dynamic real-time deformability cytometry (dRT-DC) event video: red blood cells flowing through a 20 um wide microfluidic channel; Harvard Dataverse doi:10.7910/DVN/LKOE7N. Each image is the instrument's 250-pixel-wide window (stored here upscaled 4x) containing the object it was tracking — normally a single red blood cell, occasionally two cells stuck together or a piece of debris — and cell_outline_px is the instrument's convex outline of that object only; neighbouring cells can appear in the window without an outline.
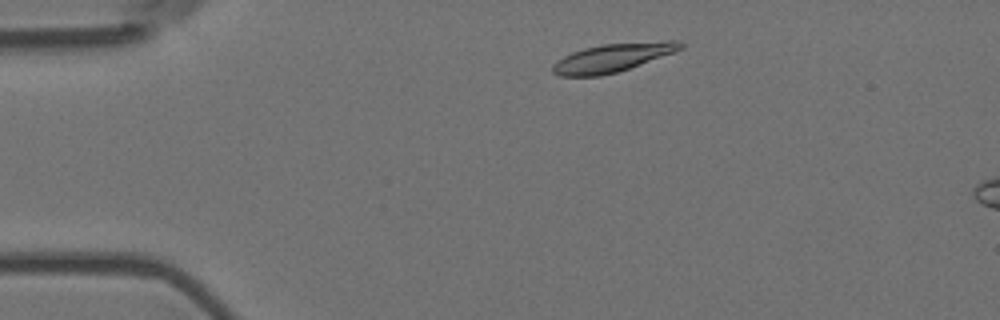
{"species": "Egyptian fruit bat (a non-hibernating species)", "species_latin": "Rousettus aegyptiacus", "temperature_condition": "room temperature", "stored_images_in_passage": 10, "camera_frame_rate_fps": 3000, "um_per_image_px": 0.085, "animal": {"sex": "female"}, "frame": {"image": 1, "passage_image": 5, "time_ms": 1.333, "image_size_px": [1000, 320], "cell_outline_px": [[684, 48], [676, 52], [616, 72], [600, 76], [560, 76], [552, 72], [552, 64], [556, 60], [572, 52], [584, 48], [604, 44], [668, 40], [680, 40], [684, 44]], "centroid_in_image_um": [52.09, 4.89], "position_along_channel_um": 32.9, "area_um2": 21.21}}